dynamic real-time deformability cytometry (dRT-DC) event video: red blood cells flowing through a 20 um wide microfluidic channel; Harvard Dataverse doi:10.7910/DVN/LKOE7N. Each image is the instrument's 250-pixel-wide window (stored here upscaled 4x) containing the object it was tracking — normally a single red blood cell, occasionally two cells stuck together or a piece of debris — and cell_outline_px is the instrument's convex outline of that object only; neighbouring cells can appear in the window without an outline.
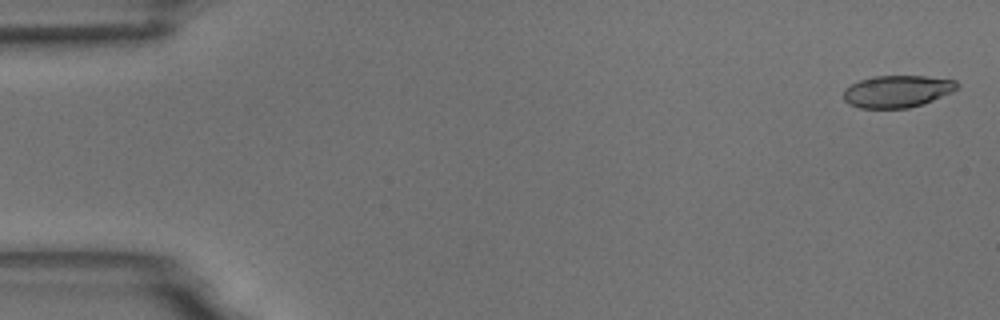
{"species": "common noctule bat (a hibernating species)", "species_latin": "Nyctalus noctula", "temperature_condition": "room temperature", "stored_images_in_passage": 4, "camera_frame_rate_fps": 3000, "um_per_image_px": 0.085, "animal": {"sex": "male", "body_mass_g": 18.8}, "frame": {"image": 1, "passage_image": 1, "time_ms": 0.0, "image_size_px": [1000, 320], "cell_outline_px": [[960, 84], [952, 92], [924, 104], [908, 108], [860, 108], [848, 104], [844, 100], [844, 88], [860, 80], [876, 76], [928, 76], [956, 80]], "centroid_in_image_um": [76.28, 7.77], "position_along_channel_um": 8.7, "area_um2": 21.33}}
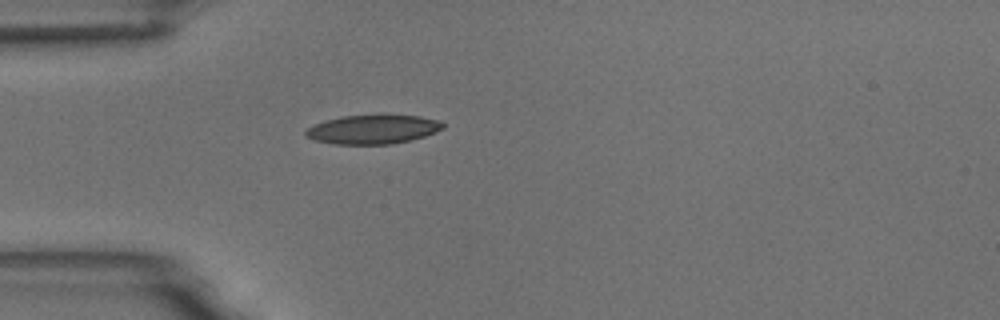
{"frame": {"image": 2, "passage_image": 4, "time_ms": 4.667, "image_size_px": [1000, 320], "cell_outline_px": [[444, 128], [436, 132], [412, 140], [392, 144], [336, 144], [312, 140], [304, 136], [304, 132], [312, 124], [324, 120], [340, 116], [384, 112], [420, 116], [440, 120], [444, 124]], "centroid_in_image_um": [31.69, 10.95], "position_along_channel_um": 53.3, "area_um2": 24.39}}